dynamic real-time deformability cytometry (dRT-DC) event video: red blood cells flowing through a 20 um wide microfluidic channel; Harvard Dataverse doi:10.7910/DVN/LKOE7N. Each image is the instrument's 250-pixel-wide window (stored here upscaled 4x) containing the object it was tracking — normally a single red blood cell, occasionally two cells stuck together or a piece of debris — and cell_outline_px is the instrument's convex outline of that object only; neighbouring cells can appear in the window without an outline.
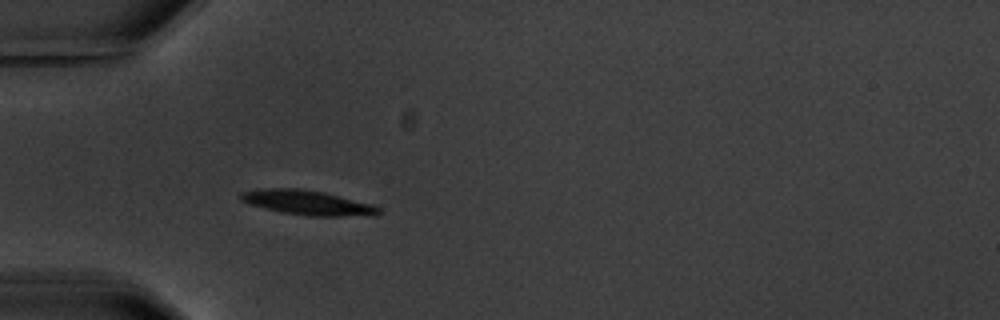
{"species": "common noctule bat (a hibernating species)", "species_latin": "Nyctalus noctula", "temperature_condition": "warm", "stored_images_in_passage": 6, "camera_frame_rate_fps": 3000, "um_per_image_px": 0.085, "animal": {"sex": "male", "body_mass_g": 20.1, "forearm_length_mm": 53.5}, "frame": {"image": 1, "passage_image": 6, "time_ms": 6.0, "image_size_px": [1000, 320], "cell_outline_px": [[380, 212], [376, 216], [308, 216], [280, 212], [252, 204], [240, 200], [240, 192], [264, 188], [300, 188], [324, 192], [372, 204], [380, 208]], "centroid_in_image_um": [26.18, 17.23], "position_along_channel_um": 58.8, "area_um2": 19.83}}